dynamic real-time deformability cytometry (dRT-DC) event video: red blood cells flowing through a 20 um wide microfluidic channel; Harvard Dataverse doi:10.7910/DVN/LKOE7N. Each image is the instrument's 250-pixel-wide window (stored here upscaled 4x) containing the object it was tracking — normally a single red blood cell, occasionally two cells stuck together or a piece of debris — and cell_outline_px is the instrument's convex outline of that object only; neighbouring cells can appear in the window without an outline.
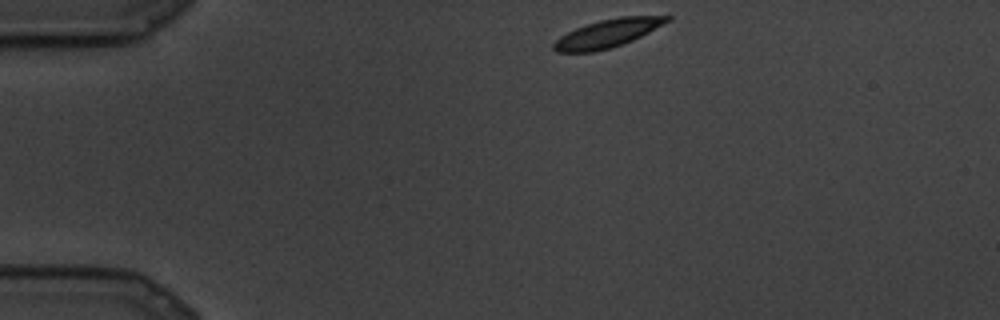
{"species": "common noctule bat (a hibernating species)", "species_latin": "Nyctalus noctula", "temperature_condition": "cold", "stored_images_in_passage": 76, "camera_frame_rate_fps": 3000, "um_per_image_px": 0.085, "animal": {"sex": "male", "body_mass_g": 19.5, "forearm_length_mm": 54.6}, "frame": {"image": 1, "passage_image": 1, "time_ms": 0.0, "image_size_px": [1000, 320], "cell_outline_px": [[672, 20], [632, 40], [608, 48], [592, 52], [556, 52], [552, 48], [552, 44], [560, 36], [576, 28], [600, 20], [620, 16], [672, 16]], "centroid_in_image_um": [51.63, 2.83], "position_along_channel_um": 33.4, "area_um2": 18.26}}
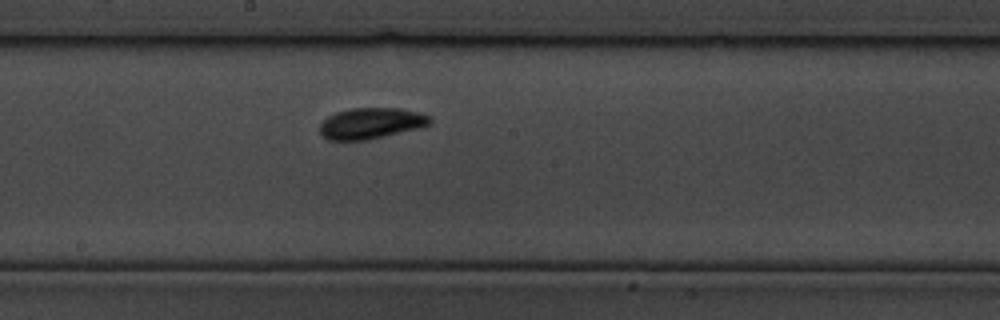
{"frame": {"image": 2, "passage_image": 34, "time_ms": 11.0, "image_size_px": [1000, 320], "cell_outline_px": [[432, 124], [368, 140], [328, 140], [320, 132], [320, 124], [328, 116], [336, 112], [352, 108], [400, 108], [420, 112], [428, 116], [432, 120]], "centroid_in_image_um": [31.53, 10.47], "position_along_channel_um": 216.7, "area_um2": 19.77}}
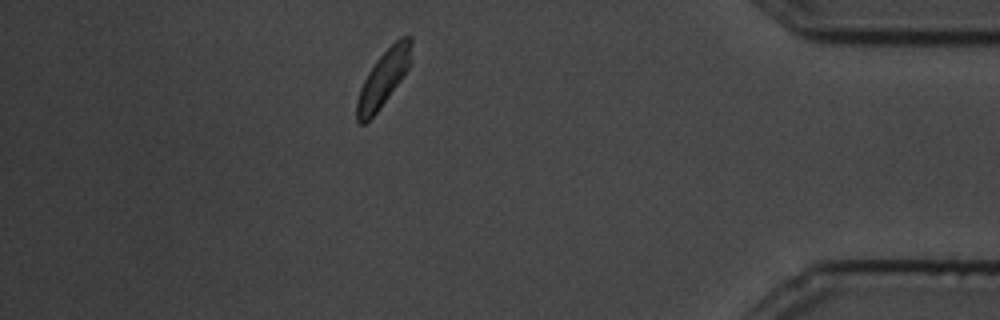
{"frame": {"image": 3, "passage_image": 65, "time_ms": 21.333, "image_size_px": [1000, 320], "cell_outline_px": [[412, 60], [408, 68], [400, 80], [380, 108], [364, 124], [360, 124], [356, 120], [356, 100], [360, 88], [368, 72], [376, 60], [400, 36], [412, 36]], "centroid_in_image_um": [32.59, 6.64], "position_along_channel_um": 402.6, "area_um2": 17.63}}